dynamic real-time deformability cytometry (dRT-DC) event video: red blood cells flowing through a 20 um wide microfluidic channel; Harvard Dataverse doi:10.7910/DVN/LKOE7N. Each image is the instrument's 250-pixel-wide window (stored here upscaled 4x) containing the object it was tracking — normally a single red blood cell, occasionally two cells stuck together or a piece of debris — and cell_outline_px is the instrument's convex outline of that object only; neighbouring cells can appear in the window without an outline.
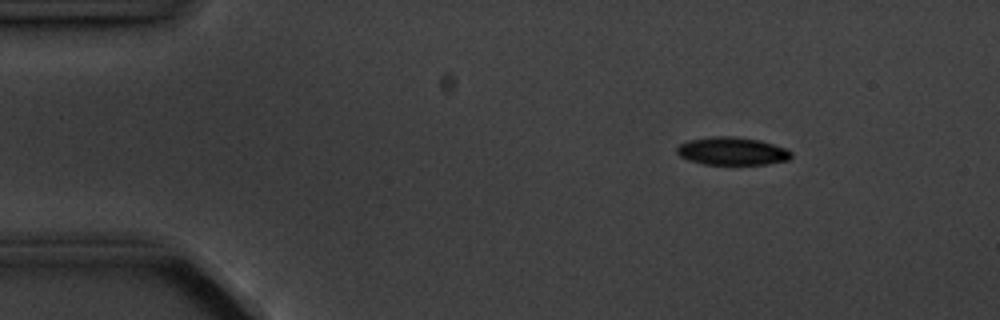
{"species": "common noctule bat (a hibernating species)", "species_latin": "Nyctalus noctula", "temperature_condition": "cold", "stored_images_in_passage": 6, "camera_frame_rate_fps": 3000, "um_per_image_px": 0.085, "animal": {"sex": "male", "body_mass_g": 20.1, "forearm_length_mm": 53.5}, "frame": {"image": 1, "passage_image": 3, "time_ms": 2.333, "image_size_px": [1000, 320], "cell_outline_px": [[792, 156], [788, 160], [768, 164], [704, 164], [688, 160], [680, 156], [676, 152], [676, 148], [680, 144], [688, 140], [716, 136], [732, 136], [760, 140], [784, 148], [792, 152]], "centroid_in_image_um": [62.22, 12.85], "position_along_channel_um": 22.8, "area_um2": 18.5}}